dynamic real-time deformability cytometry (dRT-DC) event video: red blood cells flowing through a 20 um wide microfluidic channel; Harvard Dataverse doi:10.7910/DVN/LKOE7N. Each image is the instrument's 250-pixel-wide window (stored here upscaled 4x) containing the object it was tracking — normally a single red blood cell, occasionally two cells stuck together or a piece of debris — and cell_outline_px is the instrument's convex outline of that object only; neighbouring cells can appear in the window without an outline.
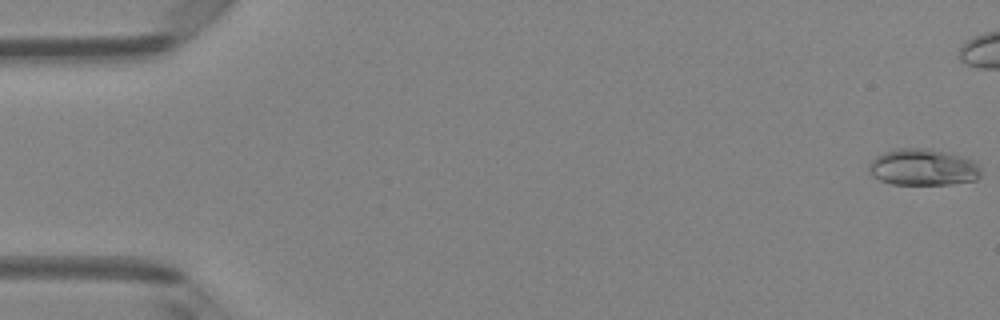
{"species": "Egyptian fruit bat (a non-hibernating species)", "species_latin": "Rousettus aegyptiacus", "temperature_condition": "room temperature", "stored_images_in_passage": 6, "camera_frame_rate_fps": 3000, "um_per_image_px": 0.085, "animal": {"sex": "female"}, "frame": {"image": 1, "passage_image": 1, "time_ms": 0.0, "image_size_px": [1000, 320], "cell_outline_px": [[980, 176], [976, 180], [948, 184], [892, 184], [880, 180], [872, 176], [868, 172], [868, 164], [876, 156], [884, 152], [896, 148], [928, 148], [948, 152], [964, 156], [976, 160], [980, 168]], "centroid_in_image_um": [78.46, 14.2], "position_along_channel_um": 6.5, "area_um2": 24.22}}
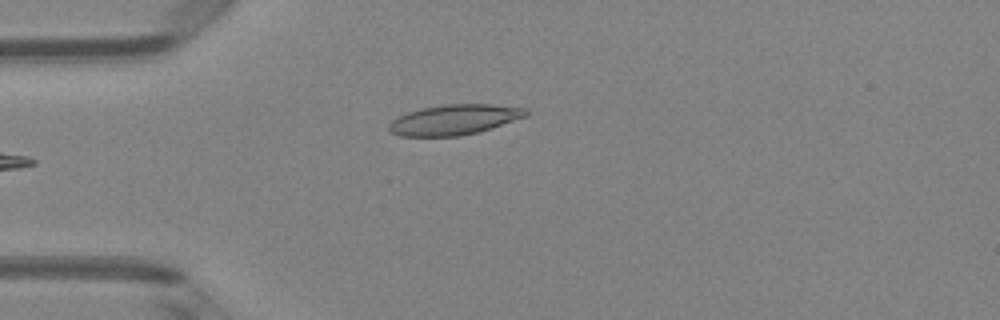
{"frame": {"image": 2, "passage_image": 6, "time_ms": 1.667, "image_size_px": [1000, 320], "cell_outline_px": [[528, 116], [492, 128], [460, 136], [400, 136], [392, 132], [388, 128], [388, 124], [392, 120], [408, 112], [424, 108], [444, 104], [492, 104], [528, 108]], "centroid_in_image_um": [38.66, 10.17], "position_along_channel_um": 46.3, "area_um2": 24.1}}